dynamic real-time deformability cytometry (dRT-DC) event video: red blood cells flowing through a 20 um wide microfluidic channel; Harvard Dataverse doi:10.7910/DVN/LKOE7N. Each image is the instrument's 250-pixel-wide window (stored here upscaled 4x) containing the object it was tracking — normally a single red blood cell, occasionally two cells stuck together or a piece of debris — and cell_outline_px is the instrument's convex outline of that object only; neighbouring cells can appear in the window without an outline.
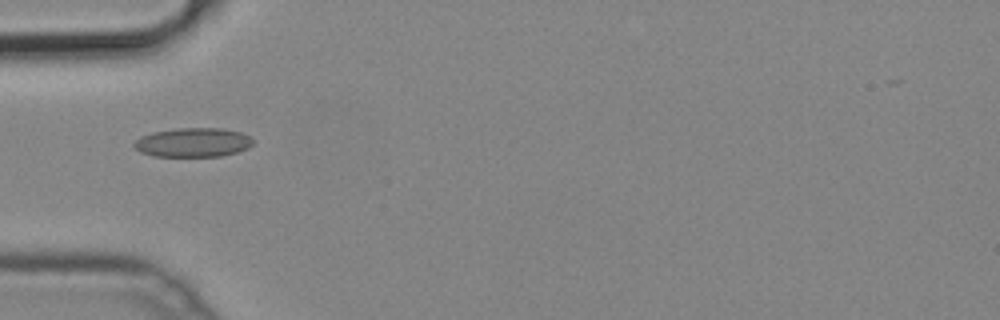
{"species": "common noctule bat (a hibernating species)", "species_latin": "Nyctalus noctula", "temperature_condition": "cold", "stored_images_in_passage": 35, "camera_frame_rate_fps": 3000, "um_per_image_px": 0.085, "animal": {"sex": "male", "body_mass_g": 19.2, "forearm_length_mm": 51.8}, "frame": {"image": 1, "passage_image": 1, "time_ms": 0.0, "image_size_px": [1000, 320], "cell_outline_px": [[252, 144], [248, 148], [236, 152], [220, 156], [156, 156], [140, 152], [132, 144], [140, 136], [152, 132], [176, 128], [220, 128], [240, 132], [252, 136]], "centroid_in_image_um": [16.4, 12.1], "position_along_channel_um": 68.6, "area_um2": 20.17}}
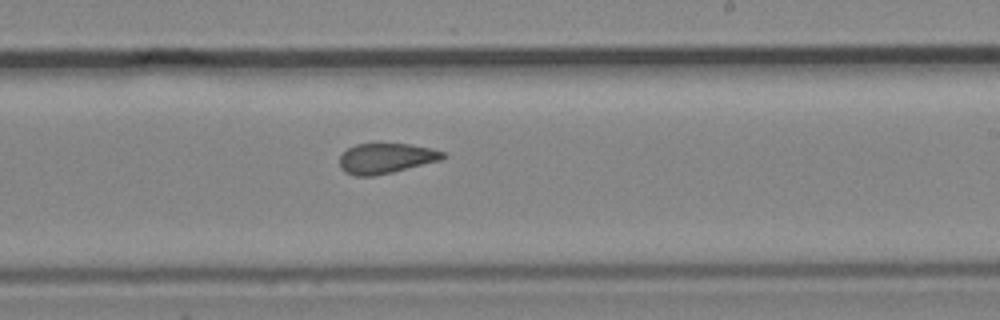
{"frame": {"image": 2, "passage_image": 15, "time_ms": 4.667, "image_size_px": [1000, 320], "cell_outline_px": [[448, 156], [440, 160], [392, 172], [372, 176], [356, 176], [344, 172], [340, 168], [340, 156], [348, 148], [356, 144], [408, 144], [432, 148], [444, 152]], "centroid_in_image_um": [32.8, 13.46], "position_along_channel_um": 256.2, "area_um2": 18.09}}
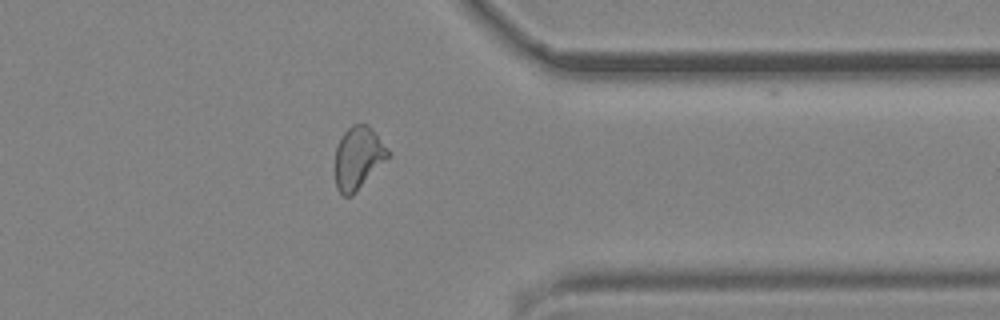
{"frame": {"image": 3, "passage_image": 25, "time_ms": 8.0, "image_size_px": [1000, 320], "cell_outline_px": [[392, 156], [352, 196], [344, 196], [336, 188], [336, 148], [344, 132], [352, 124], [368, 124], [392, 152]], "centroid_in_image_um": [30.5, 13.42], "position_along_channel_um": 380.9, "area_um2": 19.54}}